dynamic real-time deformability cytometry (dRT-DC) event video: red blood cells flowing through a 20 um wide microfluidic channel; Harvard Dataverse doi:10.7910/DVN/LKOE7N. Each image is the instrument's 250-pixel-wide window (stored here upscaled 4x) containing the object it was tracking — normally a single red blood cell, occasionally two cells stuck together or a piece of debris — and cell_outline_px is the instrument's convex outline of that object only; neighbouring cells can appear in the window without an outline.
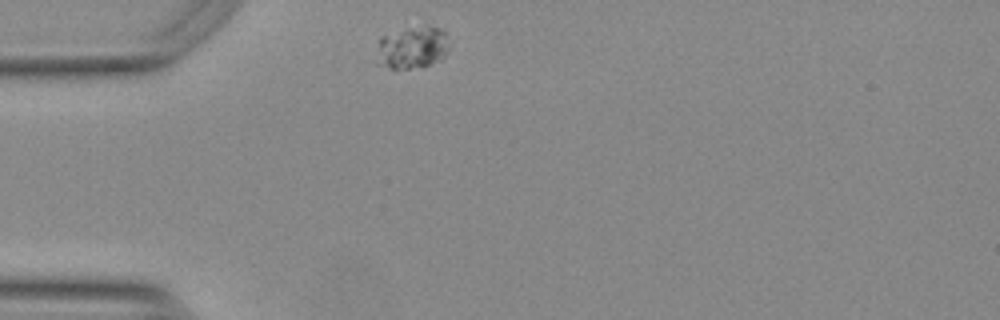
{"species": "Egyptian fruit bat (a non-hibernating species)", "species_latin": "Rousettus aegyptiacus", "temperature_condition": "warm", "stored_images_in_passage": 46, "camera_frame_rate_fps": 3000, "um_per_image_px": 0.085, "animal": {"sex": "female"}, "frame": {"image": 1, "passage_image": 1, "time_ms": 0.0, "image_size_px": [1000, 320], "cell_outline_px": [[452, 44], [448, 52], [440, 60], [428, 64], [408, 68], [388, 68], [376, 64], [376, 60], [380, 36], [428, 24], [440, 28], [444, 32]], "centroid_in_image_um": [35.08, 4.03], "position_along_channel_um": 49.9, "area_um2": 17.98}}
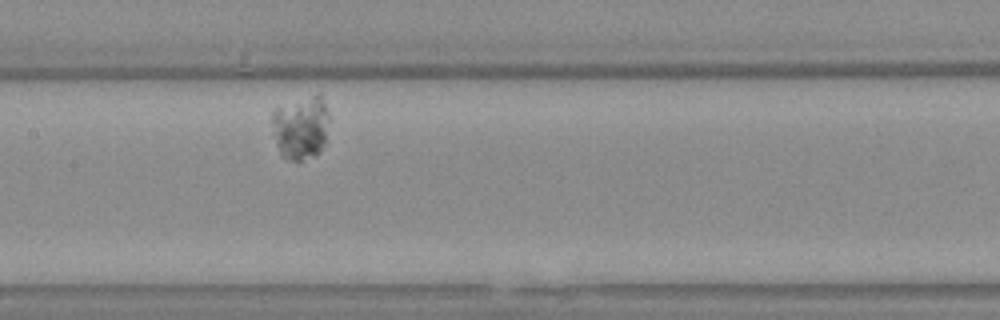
{"frame": {"image": 2, "passage_image": 15, "time_ms": 4.667, "image_size_px": [1000, 320], "cell_outline_px": [[328, 120], [324, 144], [320, 152], [300, 160], [288, 160], [280, 156], [276, 144], [272, 120], [272, 112], [276, 108], [312, 96], [320, 96], [324, 104], [328, 116]], "centroid_in_image_um": [25.54, 10.89], "position_along_channel_um": 181.9, "area_um2": 20.46}}
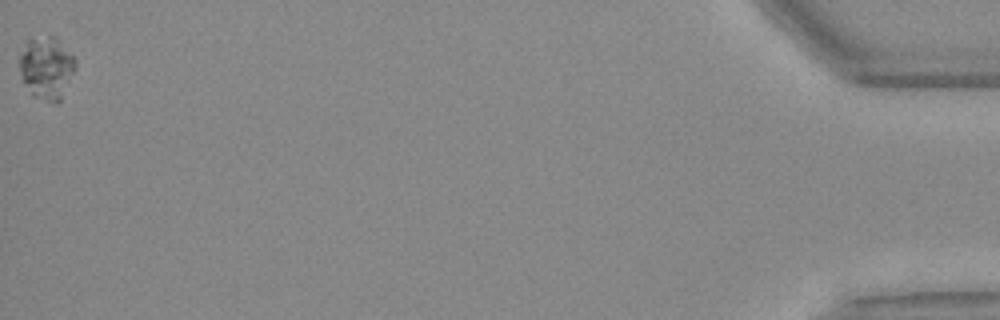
{"frame": {"image": 3, "passage_image": 46, "time_ms": 15.0, "image_size_px": [1000, 320], "cell_outline_px": [[76, 68], [60, 100], [56, 104], [32, 96], [20, 72], [20, 56], [24, 40], [32, 36], [52, 36], [76, 60]], "centroid_in_image_um": [3.93, 5.75], "position_along_channel_um": 431.3, "area_um2": 20.17}, "authors_computed_cell_mechanics": {"area_um2": 20.0277, "velocity_mm_per_s": 3.31, "shape_relaxation_time_tau1_ms": 1.3738, "shape_relaxation_time_tau2_ms": null, "deformation_change_tau1": 0.0468, "deformation_change_tau2": null}}